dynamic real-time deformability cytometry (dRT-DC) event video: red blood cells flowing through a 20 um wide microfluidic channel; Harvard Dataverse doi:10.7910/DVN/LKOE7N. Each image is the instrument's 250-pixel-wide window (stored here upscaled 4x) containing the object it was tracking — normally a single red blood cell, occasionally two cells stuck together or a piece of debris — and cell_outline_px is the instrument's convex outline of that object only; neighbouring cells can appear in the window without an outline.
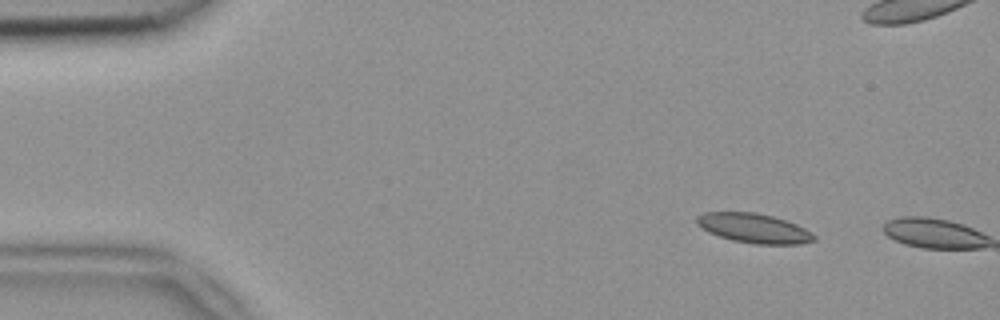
{"species": "common noctule bat (a hibernating species)", "species_latin": "Nyctalus noctula", "temperature_condition": "room temperature", "stored_images_in_passage": 2, "camera_frame_rate_fps": 3000, "um_per_image_px": 0.085, "animal": {"sex": "female", "body_mass_g": 18.4}, "frame": {"image": 1, "passage_image": 1, "time_ms": 0.0, "image_size_px": [1000, 320], "cell_outline_px": [[816, 240], [800, 244], [756, 244], [732, 240], [708, 232], [696, 224], [696, 216], [704, 212], [756, 212], [772, 216], [796, 224], [804, 228], [816, 236]], "centroid_in_image_um": [64.06, 19.39], "position_along_channel_um": 20.9, "area_um2": 20.11}}